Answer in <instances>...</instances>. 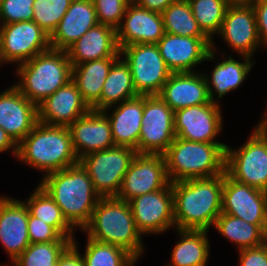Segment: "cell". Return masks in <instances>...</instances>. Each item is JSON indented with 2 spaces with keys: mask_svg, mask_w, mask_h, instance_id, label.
<instances>
[{
  "mask_svg": "<svg viewBox=\"0 0 267 266\" xmlns=\"http://www.w3.org/2000/svg\"><path fill=\"white\" fill-rule=\"evenodd\" d=\"M50 36L34 21L0 25V66L15 68L49 50Z\"/></svg>",
  "mask_w": 267,
  "mask_h": 266,
  "instance_id": "8fae6325",
  "label": "cell"
},
{
  "mask_svg": "<svg viewBox=\"0 0 267 266\" xmlns=\"http://www.w3.org/2000/svg\"><path fill=\"white\" fill-rule=\"evenodd\" d=\"M85 238L83 250L76 237L72 240V245L79 251L85 266H137L140 263L122 247L98 242L87 236Z\"/></svg>",
  "mask_w": 267,
  "mask_h": 266,
  "instance_id": "d6a6232c",
  "label": "cell"
},
{
  "mask_svg": "<svg viewBox=\"0 0 267 266\" xmlns=\"http://www.w3.org/2000/svg\"><path fill=\"white\" fill-rule=\"evenodd\" d=\"M251 4L255 11L261 44L263 49L267 51V0H255Z\"/></svg>",
  "mask_w": 267,
  "mask_h": 266,
  "instance_id": "b9f144b4",
  "label": "cell"
},
{
  "mask_svg": "<svg viewBox=\"0 0 267 266\" xmlns=\"http://www.w3.org/2000/svg\"><path fill=\"white\" fill-rule=\"evenodd\" d=\"M129 204L136 228L142 236H162L175 229L171 182L161 190L131 199Z\"/></svg>",
  "mask_w": 267,
  "mask_h": 266,
  "instance_id": "9a60e30c",
  "label": "cell"
},
{
  "mask_svg": "<svg viewBox=\"0 0 267 266\" xmlns=\"http://www.w3.org/2000/svg\"><path fill=\"white\" fill-rule=\"evenodd\" d=\"M177 240L164 266H208L211 253L209 231L174 229Z\"/></svg>",
  "mask_w": 267,
  "mask_h": 266,
  "instance_id": "83f0119b",
  "label": "cell"
},
{
  "mask_svg": "<svg viewBox=\"0 0 267 266\" xmlns=\"http://www.w3.org/2000/svg\"><path fill=\"white\" fill-rule=\"evenodd\" d=\"M98 23L117 29L123 19L127 5L132 0H92Z\"/></svg>",
  "mask_w": 267,
  "mask_h": 266,
  "instance_id": "74e56055",
  "label": "cell"
},
{
  "mask_svg": "<svg viewBox=\"0 0 267 266\" xmlns=\"http://www.w3.org/2000/svg\"><path fill=\"white\" fill-rule=\"evenodd\" d=\"M219 56V57H218ZM222 54L211 50L205 63H215L208 71L202 70L208 86L210 100L220 104L229 93L239 90L248 80V75L252 72L254 66L258 63L251 57ZM240 58V59H239Z\"/></svg>",
  "mask_w": 267,
  "mask_h": 266,
  "instance_id": "5bb4252c",
  "label": "cell"
},
{
  "mask_svg": "<svg viewBox=\"0 0 267 266\" xmlns=\"http://www.w3.org/2000/svg\"><path fill=\"white\" fill-rule=\"evenodd\" d=\"M161 14L166 33L184 37H207L199 28L188 0H176Z\"/></svg>",
  "mask_w": 267,
  "mask_h": 266,
  "instance_id": "836d02e7",
  "label": "cell"
},
{
  "mask_svg": "<svg viewBox=\"0 0 267 266\" xmlns=\"http://www.w3.org/2000/svg\"><path fill=\"white\" fill-rule=\"evenodd\" d=\"M90 110L76 84L70 80L38 105V122L69 127Z\"/></svg>",
  "mask_w": 267,
  "mask_h": 266,
  "instance_id": "7402d4cb",
  "label": "cell"
},
{
  "mask_svg": "<svg viewBox=\"0 0 267 266\" xmlns=\"http://www.w3.org/2000/svg\"><path fill=\"white\" fill-rule=\"evenodd\" d=\"M143 109L144 95H138L103 110L110 121L115 146L136 150L142 125Z\"/></svg>",
  "mask_w": 267,
  "mask_h": 266,
  "instance_id": "484cf974",
  "label": "cell"
},
{
  "mask_svg": "<svg viewBox=\"0 0 267 266\" xmlns=\"http://www.w3.org/2000/svg\"><path fill=\"white\" fill-rule=\"evenodd\" d=\"M136 155L135 149L113 146L83 156L79 163L88 172L100 197H117L124 175Z\"/></svg>",
  "mask_w": 267,
  "mask_h": 266,
  "instance_id": "9c48e42d",
  "label": "cell"
},
{
  "mask_svg": "<svg viewBox=\"0 0 267 266\" xmlns=\"http://www.w3.org/2000/svg\"><path fill=\"white\" fill-rule=\"evenodd\" d=\"M222 213L257 225L267 235V192L223 174Z\"/></svg>",
  "mask_w": 267,
  "mask_h": 266,
  "instance_id": "2e32d148",
  "label": "cell"
},
{
  "mask_svg": "<svg viewBox=\"0 0 267 266\" xmlns=\"http://www.w3.org/2000/svg\"><path fill=\"white\" fill-rule=\"evenodd\" d=\"M72 241L30 243L9 266H56L58 259Z\"/></svg>",
  "mask_w": 267,
  "mask_h": 266,
  "instance_id": "d590c367",
  "label": "cell"
},
{
  "mask_svg": "<svg viewBox=\"0 0 267 266\" xmlns=\"http://www.w3.org/2000/svg\"><path fill=\"white\" fill-rule=\"evenodd\" d=\"M211 43L208 37H184L165 32L157 45L172 72H195L205 69L203 66L211 51Z\"/></svg>",
  "mask_w": 267,
  "mask_h": 266,
  "instance_id": "d6986e66",
  "label": "cell"
},
{
  "mask_svg": "<svg viewBox=\"0 0 267 266\" xmlns=\"http://www.w3.org/2000/svg\"><path fill=\"white\" fill-rule=\"evenodd\" d=\"M13 70L17 79L12 84L37 106L72 80V65L64 50L50 48Z\"/></svg>",
  "mask_w": 267,
  "mask_h": 266,
  "instance_id": "5b68a950",
  "label": "cell"
},
{
  "mask_svg": "<svg viewBox=\"0 0 267 266\" xmlns=\"http://www.w3.org/2000/svg\"><path fill=\"white\" fill-rule=\"evenodd\" d=\"M98 24L92 0L71 1L66 14L50 36V47L66 51L89 29Z\"/></svg>",
  "mask_w": 267,
  "mask_h": 266,
  "instance_id": "4316f807",
  "label": "cell"
},
{
  "mask_svg": "<svg viewBox=\"0 0 267 266\" xmlns=\"http://www.w3.org/2000/svg\"><path fill=\"white\" fill-rule=\"evenodd\" d=\"M0 90V127L18 145L38 123V106L13 84Z\"/></svg>",
  "mask_w": 267,
  "mask_h": 266,
  "instance_id": "ffe728a7",
  "label": "cell"
},
{
  "mask_svg": "<svg viewBox=\"0 0 267 266\" xmlns=\"http://www.w3.org/2000/svg\"><path fill=\"white\" fill-rule=\"evenodd\" d=\"M222 106L223 104L211 101L176 110L174 112L176 137L195 142L225 143L218 138L224 135L222 133L225 127Z\"/></svg>",
  "mask_w": 267,
  "mask_h": 266,
  "instance_id": "4fadbf2b",
  "label": "cell"
},
{
  "mask_svg": "<svg viewBox=\"0 0 267 266\" xmlns=\"http://www.w3.org/2000/svg\"><path fill=\"white\" fill-rule=\"evenodd\" d=\"M116 33L119 48L132 44H157L165 34L162 14L131 1Z\"/></svg>",
  "mask_w": 267,
  "mask_h": 266,
  "instance_id": "44dd1931",
  "label": "cell"
},
{
  "mask_svg": "<svg viewBox=\"0 0 267 266\" xmlns=\"http://www.w3.org/2000/svg\"><path fill=\"white\" fill-rule=\"evenodd\" d=\"M171 185L175 229L210 232L215 220L222 213L223 174L176 181Z\"/></svg>",
  "mask_w": 267,
  "mask_h": 266,
  "instance_id": "6da1fadb",
  "label": "cell"
},
{
  "mask_svg": "<svg viewBox=\"0 0 267 266\" xmlns=\"http://www.w3.org/2000/svg\"><path fill=\"white\" fill-rule=\"evenodd\" d=\"M5 152L10 153L13 160H15L17 156V144L6 131L0 127V154H5Z\"/></svg>",
  "mask_w": 267,
  "mask_h": 266,
  "instance_id": "f6af8a7d",
  "label": "cell"
},
{
  "mask_svg": "<svg viewBox=\"0 0 267 266\" xmlns=\"http://www.w3.org/2000/svg\"><path fill=\"white\" fill-rule=\"evenodd\" d=\"M72 0H34L33 20L49 36L56 30Z\"/></svg>",
  "mask_w": 267,
  "mask_h": 266,
  "instance_id": "8d00e7d4",
  "label": "cell"
},
{
  "mask_svg": "<svg viewBox=\"0 0 267 266\" xmlns=\"http://www.w3.org/2000/svg\"><path fill=\"white\" fill-rule=\"evenodd\" d=\"M61 208L67 222L78 232L90 223L100 196L82 165L48 173L38 183ZM80 229V230H79Z\"/></svg>",
  "mask_w": 267,
  "mask_h": 266,
  "instance_id": "7a4b0ae2",
  "label": "cell"
},
{
  "mask_svg": "<svg viewBox=\"0 0 267 266\" xmlns=\"http://www.w3.org/2000/svg\"><path fill=\"white\" fill-rule=\"evenodd\" d=\"M68 128L79 160L90 153L115 146L110 121L103 111L91 109Z\"/></svg>",
  "mask_w": 267,
  "mask_h": 266,
  "instance_id": "603a6c76",
  "label": "cell"
},
{
  "mask_svg": "<svg viewBox=\"0 0 267 266\" xmlns=\"http://www.w3.org/2000/svg\"><path fill=\"white\" fill-rule=\"evenodd\" d=\"M217 37L221 39L217 41L218 43L220 42L226 45L225 49L218 47V43L215 41ZM211 50L227 55H232L233 53L234 56H248L252 59L258 54V50H260V52L264 51L259 37L256 15L252 4L238 3L228 6L222 21L221 29L212 40ZM226 50H228V52Z\"/></svg>",
  "mask_w": 267,
  "mask_h": 266,
  "instance_id": "ba28073f",
  "label": "cell"
},
{
  "mask_svg": "<svg viewBox=\"0 0 267 266\" xmlns=\"http://www.w3.org/2000/svg\"><path fill=\"white\" fill-rule=\"evenodd\" d=\"M34 0H0V25L33 20Z\"/></svg>",
  "mask_w": 267,
  "mask_h": 266,
  "instance_id": "f35d334b",
  "label": "cell"
},
{
  "mask_svg": "<svg viewBox=\"0 0 267 266\" xmlns=\"http://www.w3.org/2000/svg\"><path fill=\"white\" fill-rule=\"evenodd\" d=\"M159 97L176 110L210 103L206 78L202 71L172 72Z\"/></svg>",
  "mask_w": 267,
  "mask_h": 266,
  "instance_id": "cb8c5ba5",
  "label": "cell"
},
{
  "mask_svg": "<svg viewBox=\"0 0 267 266\" xmlns=\"http://www.w3.org/2000/svg\"><path fill=\"white\" fill-rule=\"evenodd\" d=\"M248 135L237 148L227 144L225 173L239 183L267 192V133L252 129Z\"/></svg>",
  "mask_w": 267,
  "mask_h": 266,
  "instance_id": "52a82bcc",
  "label": "cell"
},
{
  "mask_svg": "<svg viewBox=\"0 0 267 266\" xmlns=\"http://www.w3.org/2000/svg\"><path fill=\"white\" fill-rule=\"evenodd\" d=\"M56 266H85L79 251L71 244L60 256Z\"/></svg>",
  "mask_w": 267,
  "mask_h": 266,
  "instance_id": "7bdbcfd3",
  "label": "cell"
},
{
  "mask_svg": "<svg viewBox=\"0 0 267 266\" xmlns=\"http://www.w3.org/2000/svg\"><path fill=\"white\" fill-rule=\"evenodd\" d=\"M28 236L30 243H49L52 241H72L74 238L63 237L54 227L28 214Z\"/></svg>",
  "mask_w": 267,
  "mask_h": 266,
  "instance_id": "ab89813d",
  "label": "cell"
},
{
  "mask_svg": "<svg viewBox=\"0 0 267 266\" xmlns=\"http://www.w3.org/2000/svg\"><path fill=\"white\" fill-rule=\"evenodd\" d=\"M138 96L129 65L120 56L111 66L99 99V111Z\"/></svg>",
  "mask_w": 267,
  "mask_h": 266,
  "instance_id": "4dcf8cb0",
  "label": "cell"
},
{
  "mask_svg": "<svg viewBox=\"0 0 267 266\" xmlns=\"http://www.w3.org/2000/svg\"><path fill=\"white\" fill-rule=\"evenodd\" d=\"M81 232L84 237L124 248L138 261L146 254L145 238L136 228L129 202L117 197H100L90 223Z\"/></svg>",
  "mask_w": 267,
  "mask_h": 266,
  "instance_id": "277c9868",
  "label": "cell"
},
{
  "mask_svg": "<svg viewBox=\"0 0 267 266\" xmlns=\"http://www.w3.org/2000/svg\"><path fill=\"white\" fill-rule=\"evenodd\" d=\"M264 100L266 101L264 111L260 115L259 121L253 126V129L267 133V100Z\"/></svg>",
  "mask_w": 267,
  "mask_h": 266,
  "instance_id": "bcb514c9",
  "label": "cell"
},
{
  "mask_svg": "<svg viewBox=\"0 0 267 266\" xmlns=\"http://www.w3.org/2000/svg\"><path fill=\"white\" fill-rule=\"evenodd\" d=\"M22 199L29 213L54 227L63 237L75 238L76 230L67 222L62 214L61 208L54 202L48 192L39 184ZM75 234V235H74Z\"/></svg>",
  "mask_w": 267,
  "mask_h": 266,
  "instance_id": "1f68e13d",
  "label": "cell"
},
{
  "mask_svg": "<svg viewBox=\"0 0 267 266\" xmlns=\"http://www.w3.org/2000/svg\"><path fill=\"white\" fill-rule=\"evenodd\" d=\"M118 58H103L72 66V81L90 109L99 111L103 84Z\"/></svg>",
  "mask_w": 267,
  "mask_h": 266,
  "instance_id": "f1b7e54d",
  "label": "cell"
},
{
  "mask_svg": "<svg viewBox=\"0 0 267 266\" xmlns=\"http://www.w3.org/2000/svg\"><path fill=\"white\" fill-rule=\"evenodd\" d=\"M66 51L72 66L103 58H119L116 29L98 23Z\"/></svg>",
  "mask_w": 267,
  "mask_h": 266,
  "instance_id": "d4e9b609",
  "label": "cell"
},
{
  "mask_svg": "<svg viewBox=\"0 0 267 266\" xmlns=\"http://www.w3.org/2000/svg\"><path fill=\"white\" fill-rule=\"evenodd\" d=\"M175 138L174 111L159 95H144L137 154L163 155Z\"/></svg>",
  "mask_w": 267,
  "mask_h": 266,
  "instance_id": "7c38bea8",
  "label": "cell"
},
{
  "mask_svg": "<svg viewBox=\"0 0 267 266\" xmlns=\"http://www.w3.org/2000/svg\"><path fill=\"white\" fill-rule=\"evenodd\" d=\"M28 214V208L21 198L1 193L0 246L11 261L4 263V266H9L30 245Z\"/></svg>",
  "mask_w": 267,
  "mask_h": 266,
  "instance_id": "ac0fdd59",
  "label": "cell"
},
{
  "mask_svg": "<svg viewBox=\"0 0 267 266\" xmlns=\"http://www.w3.org/2000/svg\"><path fill=\"white\" fill-rule=\"evenodd\" d=\"M231 4H238V3H247V4H251L253 3L255 0H228Z\"/></svg>",
  "mask_w": 267,
  "mask_h": 266,
  "instance_id": "7dc6e473",
  "label": "cell"
},
{
  "mask_svg": "<svg viewBox=\"0 0 267 266\" xmlns=\"http://www.w3.org/2000/svg\"><path fill=\"white\" fill-rule=\"evenodd\" d=\"M212 229L236 246L234 251L261 246L267 241V235L257 225L224 213L217 217Z\"/></svg>",
  "mask_w": 267,
  "mask_h": 266,
  "instance_id": "f546056e",
  "label": "cell"
},
{
  "mask_svg": "<svg viewBox=\"0 0 267 266\" xmlns=\"http://www.w3.org/2000/svg\"><path fill=\"white\" fill-rule=\"evenodd\" d=\"M237 266H267V241L261 246L237 251Z\"/></svg>",
  "mask_w": 267,
  "mask_h": 266,
  "instance_id": "60d3db41",
  "label": "cell"
},
{
  "mask_svg": "<svg viewBox=\"0 0 267 266\" xmlns=\"http://www.w3.org/2000/svg\"><path fill=\"white\" fill-rule=\"evenodd\" d=\"M227 144L195 142L176 137L163 154L170 182L224 174Z\"/></svg>",
  "mask_w": 267,
  "mask_h": 266,
  "instance_id": "8992f818",
  "label": "cell"
},
{
  "mask_svg": "<svg viewBox=\"0 0 267 266\" xmlns=\"http://www.w3.org/2000/svg\"><path fill=\"white\" fill-rule=\"evenodd\" d=\"M15 161L25 164L29 170L31 168L37 171L41 178L48 173L79 164L69 128L40 122L17 145Z\"/></svg>",
  "mask_w": 267,
  "mask_h": 266,
  "instance_id": "3957f363",
  "label": "cell"
},
{
  "mask_svg": "<svg viewBox=\"0 0 267 266\" xmlns=\"http://www.w3.org/2000/svg\"><path fill=\"white\" fill-rule=\"evenodd\" d=\"M144 9L162 13L170 4L176 0H132Z\"/></svg>",
  "mask_w": 267,
  "mask_h": 266,
  "instance_id": "ee69618b",
  "label": "cell"
},
{
  "mask_svg": "<svg viewBox=\"0 0 267 266\" xmlns=\"http://www.w3.org/2000/svg\"><path fill=\"white\" fill-rule=\"evenodd\" d=\"M120 56L129 65L138 95H159L172 71L163 60L157 44H132L120 48Z\"/></svg>",
  "mask_w": 267,
  "mask_h": 266,
  "instance_id": "30bf717a",
  "label": "cell"
},
{
  "mask_svg": "<svg viewBox=\"0 0 267 266\" xmlns=\"http://www.w3.org/2000/svg\"><path fill=\"white\" fill-rule=\"evenodd\" d=\"M170 183L163 155L137 154L124 175L117 198L129 202Z\"/></svg>",
  "mask_w": 267,
  "mask_h": 266,
  "instance_id": "e0dca14e",
  "label": "cell"
},
{
  "mask_svg": "<svg viewBox=\"0 0 267 266\" xmlns=\"http://www.w3.org/2000/svg\"><path fill=\"white\" fill-rule=\"evenodd\" d=\"M199 28L212 41L219 33L226 10L231 4L228 0H188Z\"/></svg>",
  "mask_w": 267,
  "mask_h": 266,
  "instance_id": "e575fe53",
  "label": "cell"
}]
</instances>
